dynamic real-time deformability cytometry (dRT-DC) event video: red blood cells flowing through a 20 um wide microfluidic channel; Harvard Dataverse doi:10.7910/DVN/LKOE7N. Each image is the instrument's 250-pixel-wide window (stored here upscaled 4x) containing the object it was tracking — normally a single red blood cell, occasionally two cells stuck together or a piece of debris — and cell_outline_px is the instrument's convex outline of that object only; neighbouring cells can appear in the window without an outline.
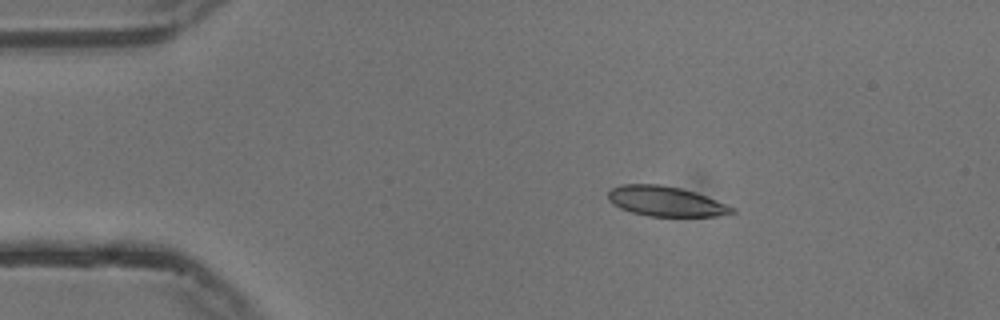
{"species": "common noctule bat (a hibernating species)", "species_latin": "Nyctalus noctula", "temperature_condition": "cold", "stored_images_in_passage": 1, "camera_frame_rate_fps": 3000, "um_per_image_px": 0.085, "animal": {"sex": "male", "body_mass_g": 13.3}, "frame": {"image": 1, "passage_image": 1, "time_ms": 0.0, "image_size_px": [1000, 320], "cell_outline_px": [[736, 212], [716, 216], [648, 216], [632, 212], [620, 208], [612, 204], [608, 200], [608, 192], [612, 188], [620, 184], [660, 184], [680, 188], [696, 192], [736, 208]], "centroid_in_image_um": [56.57, 17.1], "position_along_channel_um": 28.4, "area_um2": 21.68}}